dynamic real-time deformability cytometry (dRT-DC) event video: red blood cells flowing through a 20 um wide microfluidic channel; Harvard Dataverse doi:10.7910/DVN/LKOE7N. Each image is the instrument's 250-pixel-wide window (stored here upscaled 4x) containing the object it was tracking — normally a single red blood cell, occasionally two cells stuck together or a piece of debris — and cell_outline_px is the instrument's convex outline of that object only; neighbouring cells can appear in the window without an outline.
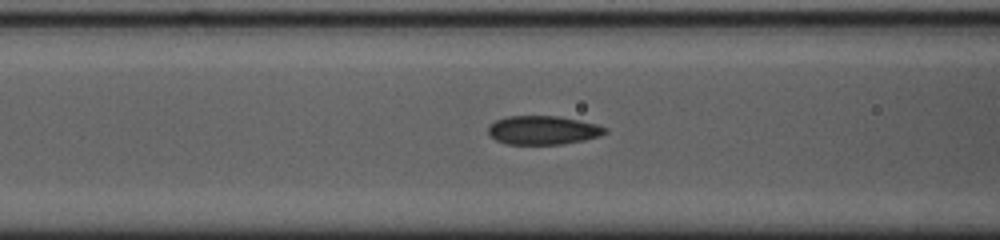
{"species": "common noctule bat (a hibernating species)", "species_latin": "Nyctalus noctula", "temperature_condition": "cold", "stored_images_in_passage": 40, "camera_frame_rate_fps": 3000, "um_per_image_px": 0.085, "animal": {"sex": "female", "body_mass_g": 23.0, "forearm_length_mm": 53.4}, "frame": {"image": 1, "passage_image": 14, "time_ms": 4.333, "image_size_px": [1000, 240], "cell_outline_px": [[608, 132], [600, 136], [584, 140], [560, 144], [508, 144], [496, 140], [488, 132], [488, 128], [496, 120], [508, 116], [560, 116], [580, 120], [596, 124], [608, 128]], "centroid_in_image_um": [46.2, 11.06], "position_along_channel_um": 120.4, "area_um2": 19.54}}
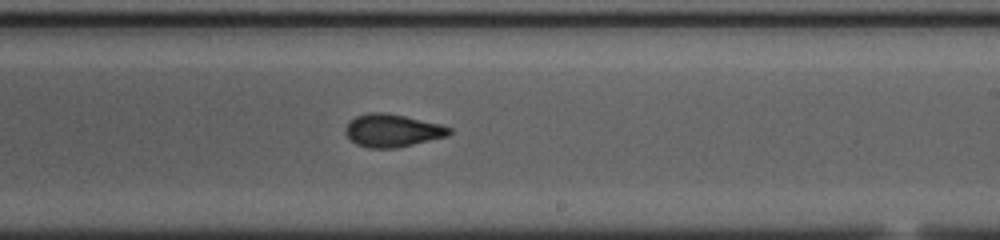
{"frame": {"image": 2, "passage_image": 25, "time_ms": 8.0, "image_size_px": [1000, 240], "cell_outline_px": [[452, 132], [448, 136], [396, 148], [368, 148], [356, 144], [344, 132], [344, 128], [356, 116], [368, 112], [384, 112], [404, 116], [440, 124], [452, 128]], "centroid_in_image_um": [33.35, 11.1], "position_along_channel_um": 255.6, "area_um2": 19.77}}
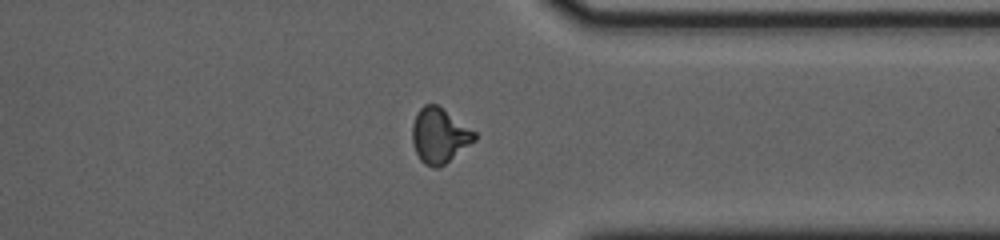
{"frame": {"image": 3, "passage_image": 35, "time_ms": 11.333, "image_size_px": [1000, 240], "cell_outline_px": [[476, 140], [440, 168], [432, 168], [424, 164], [420, 160], [416, 152], [412, 140], [412, 124], [416, 112], [424, 104], [436, 104], [476, 132]], "centroid_in_image_um": [37.33, 11.54], "position_along_channel_um": 374.1, "area_um2": 20.0}, "authors_computed_cell_mechanics": {"area_um2": 19.9121, "velocity_mm_per_s": 3.6954, "shape_relaxation_time_tau1_ms": 6.7071, "shape_relaxation_time_tau2_ms": 1.7805, "deformation_change_tau1": 0.1595, "deformation_change_tau2": 0.0485}}